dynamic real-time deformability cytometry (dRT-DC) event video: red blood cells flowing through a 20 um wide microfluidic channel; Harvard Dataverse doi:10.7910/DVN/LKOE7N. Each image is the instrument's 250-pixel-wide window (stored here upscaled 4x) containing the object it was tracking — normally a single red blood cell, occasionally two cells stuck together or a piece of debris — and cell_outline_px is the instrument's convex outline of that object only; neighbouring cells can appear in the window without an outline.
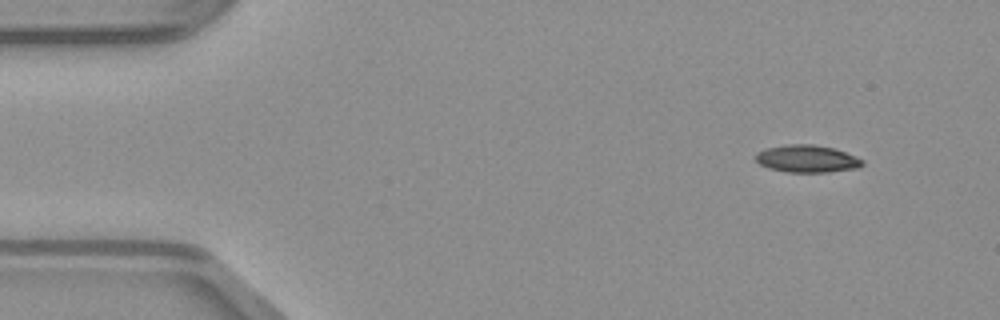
{"species": "common noctule bat (a hibernating species)", "species_latin": "Nyctalus noctula", "temperature_condition": "warm", "stored_images_in_passage": 39, "camera_frame_rate_fps": 3000, "um_per_image_px": 0.085, "animal": {"sex": "male", "body_mass_g": 23.1, "forearm_length_mm": 52.7}, "frame": {"image": 1, "passage_image": 1, "time_ms": 0.0, "image_size_px": [1000, 320], "cell_outline_px": [[864, 164], [856, 168], [828, 172], [788, 172], [768, 168], [760, 164], [756, 160], [756, 152], [768, 148], [788, 144], [812, 144], [832, 148], [856, 156], [864, 160]], "centroid_in_image_um": [68.6, 13.5], "position_along_channel_um": 16.4, "area_um2": 16.88}}
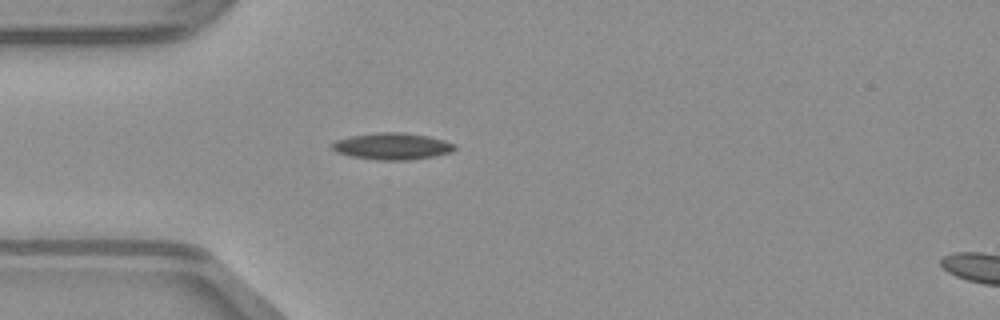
{"frame": {"image": 2, "passage_image": 10, "time_ms": 3.0, "image_size_px": [1000, 320], "cell_outline_px": [[456, 148], [452, 152], [432, 156], [408, 160], [376, 160], [352, 156], [336, 152], [328, 144], [336, 140], [348, 136], [376, 132], [404, 132], [428, 136], [444, 140], [456, 144]], "centroid_in_image_um": [33.31, 12.42], "position_along_channel_um": 51.7, "area_um2": 19.25}}
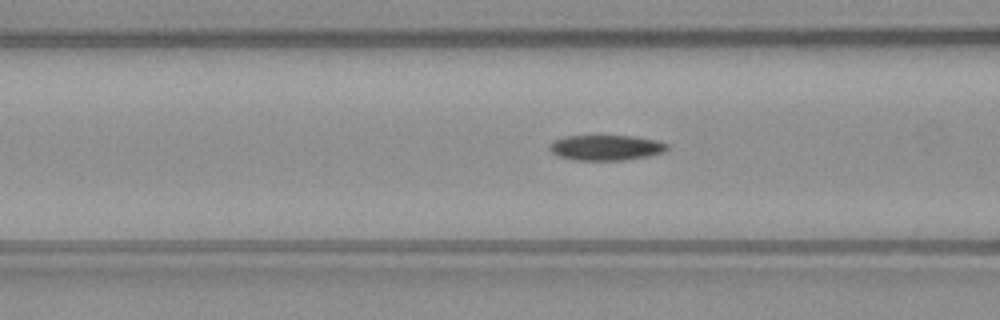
{"frame": {"image": 3, "passage_image": 15, "time_ms": 4.667, "image_size_px": [1000, 320], "cell_outline_px": [[668, 148], [664, 152], [648, 156], [624, 160], [572, 160], [556, 156], [548, 148], [548, 144], [552, 140], [564, 136], [636, 136], [656, 140], [668, 144]], "centroid_in_image_um": [51.46, 12.55], "position_along_channel_um": 115.1, "area_um2": 17.63}}